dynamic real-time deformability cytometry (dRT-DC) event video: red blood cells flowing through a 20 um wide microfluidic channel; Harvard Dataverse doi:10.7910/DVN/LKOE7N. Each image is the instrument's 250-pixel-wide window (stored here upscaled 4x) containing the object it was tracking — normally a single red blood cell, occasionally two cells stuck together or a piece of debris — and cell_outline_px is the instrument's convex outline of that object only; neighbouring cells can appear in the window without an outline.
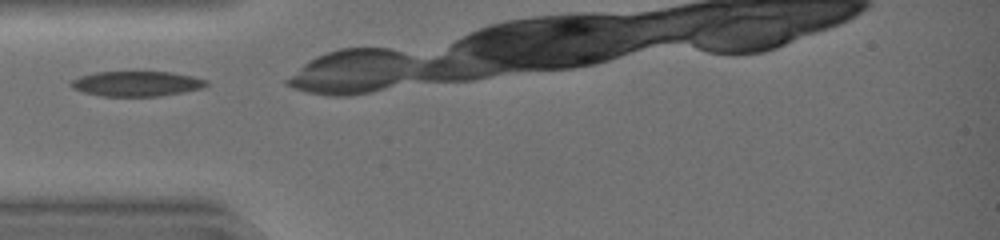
{"species": "common noctule bat (a hibernating species)", "species_latin": "Nyctalus noctula", "temperature_condition": "warm", "stored_images_in_passage": 23, "camera_frame_rate_fps": 3000, "um_per_image_px": 0.085, "animal": {"sex": "female", "body_mass_g": 19.0, "forearm_length_mm": 51.5}, "frame": {"image": 1, "passage_image": 1, "time_ms": 0.0, "image_size_px": [1000, 240], "cell_outline_px": [[208, 84], [204, 88], [184, 92], [160, 96], [100, 96], [84, 92], [72, 88], [68, 84], [72, 80], [80, 76], [96, 72], [172, 72], [192, 76], [208, 80]], "centroid_in_image_um": [11.63, 7.12], "position_along_channel_um": 73.4, "area_um2": 19.88}}